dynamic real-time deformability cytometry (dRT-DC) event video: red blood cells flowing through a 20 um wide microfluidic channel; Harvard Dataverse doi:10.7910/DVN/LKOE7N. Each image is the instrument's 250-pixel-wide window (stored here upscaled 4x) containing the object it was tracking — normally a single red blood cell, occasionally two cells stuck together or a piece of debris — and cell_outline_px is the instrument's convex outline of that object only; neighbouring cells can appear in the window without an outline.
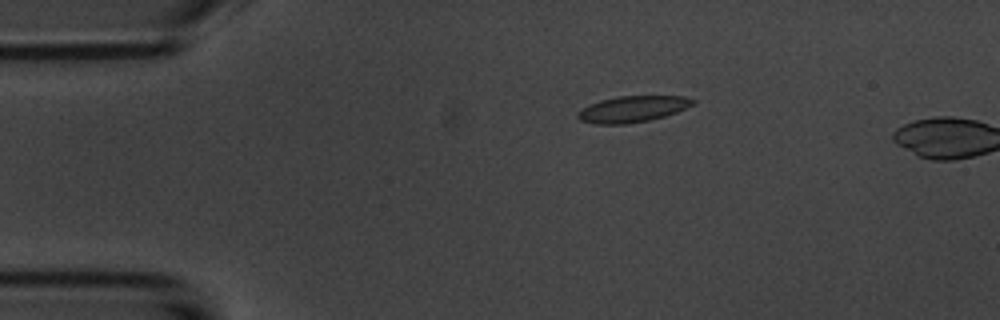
{"species": "common noctule bat (a hibernating species)", "species_latin": "Nyctalus noctula", "temperature_condition": "room temperature", "stored_images_in_passage": 12, "camera_frame_rate_fps": 3000, "um_per_image_px": 0.085, "animal": {"sex": "male", "body_mass_g": 20.1, "forearm_length_mm": 53.5}, "frame": {"image": 1, "passage_image": 10, "time_ms": 3.0, "image_size_px": [1000, 320], "cell_outline_px": [[696, 100], [692, 104], [676, 112], [652, 120], [628, 124], [596, 124], [580, 120], [576, 116], [576, 112], [588, 104], [600, 100], [620, 96], [684, 96]], "centroid_in_image_um": [53.71, 9.27], "position_along_channel_um": 31.3, "area_um2": 17.63}}